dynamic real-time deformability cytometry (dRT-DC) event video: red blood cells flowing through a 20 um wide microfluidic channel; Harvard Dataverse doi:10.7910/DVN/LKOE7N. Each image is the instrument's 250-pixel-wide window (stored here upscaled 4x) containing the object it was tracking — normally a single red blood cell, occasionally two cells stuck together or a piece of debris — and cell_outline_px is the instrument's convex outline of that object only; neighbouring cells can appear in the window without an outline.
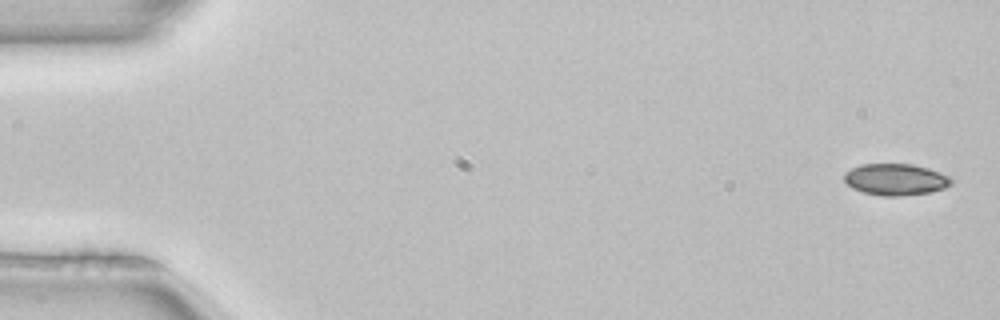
{"species": "common noctule bat (a hibernating species)", "species_latin": "Nyctalus noctula", "temperature_condition": "room temperature", "stored_images_in_passage": 4, "camera_frame_rate_fps": 3000, "um_per_image_px": 0.085, "animal": {"sex": "female", "body_mass_g": 22.7, "forearm_length_mm": 54.2}, "frame": {"image": 1, "passage_image": 1, "time_ms": 0.0, "image_size_px": [1000, 320], "cell_outline_px": [[952, 184], [944, 188], [928, 192], [900, 196], [884, 196], [864, 192], [852, 188], [844, 180], [844, 172], [860, 164], [912, 164], [928, 168], [940, 172], [948, 176], [952, 180]], "centroid_in_image_um": [76.11, 15.24], "position_along_channel_um": 8.9, "area_um2": 19.59}}
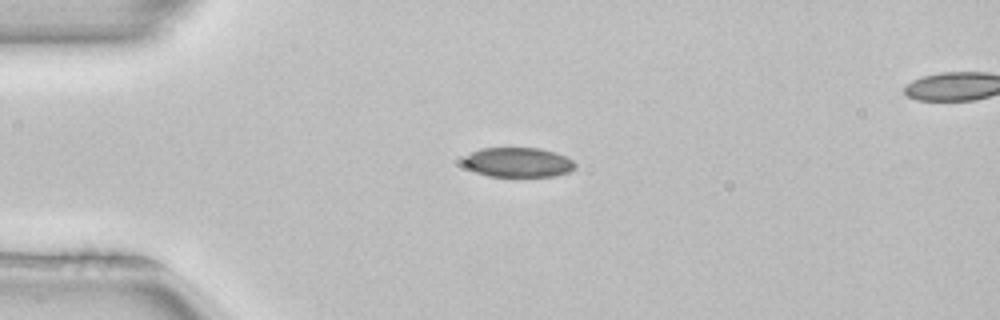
{"frame": {"image": 2, "passage_image": 3, "time_ms": 0.667, "image_size_px": [1000, 320], "cell_outline_px": [[576, 168], [568, 172], [552, 176], [488, 176], [476, 172], [468, 168], [464, 164], [464, 156], [480, 148], [540, 148], [556, 152], [572, 160], [576, 164]], "centroid_in_image_um": [44.04, 13.79], "position_along_channel_um": 41.0, "area_um2": 19.25}}